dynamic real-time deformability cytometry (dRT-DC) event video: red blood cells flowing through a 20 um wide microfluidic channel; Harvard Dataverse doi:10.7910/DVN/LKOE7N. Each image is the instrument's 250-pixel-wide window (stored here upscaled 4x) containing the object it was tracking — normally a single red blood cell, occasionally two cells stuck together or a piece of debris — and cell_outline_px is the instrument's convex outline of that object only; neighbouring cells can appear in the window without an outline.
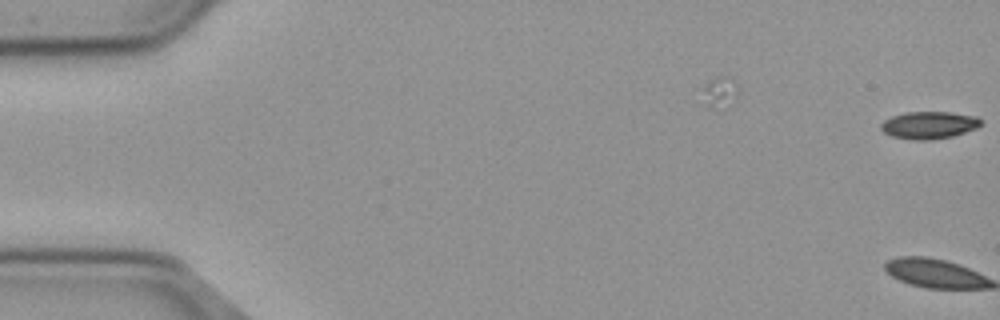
{"species": "common noctule bat (a hibernating species)", "species_latin": "Nyctalus noctula", "temperature_condition": "cold", "stored_images_in_passage": 6, "camera_frame_rate_fps": 3000, "um_per_image_px": 0.085, "animal": {"sex": "male", "body_mass_g": 23.1, "forearm_length_mm": 52.7}, "frame": {"image": 1, "passage_image": 6, "time_ms": 1.667, "image_size_px": [1000, 320], "cell_outline_px": [[980, 124], [976, 128], [952, 136], [928, 140], [916, 140], [892, 136], [884, 132], [880, 128], [880, 124], [884, 120], [892, 116], [904, 112], [952, 112], [976, 116], [980, 120]], "centroid_in_image_um": [78.93, 10.62], "position_along_channel_um": 6.1, "area_um2": 15.78}}